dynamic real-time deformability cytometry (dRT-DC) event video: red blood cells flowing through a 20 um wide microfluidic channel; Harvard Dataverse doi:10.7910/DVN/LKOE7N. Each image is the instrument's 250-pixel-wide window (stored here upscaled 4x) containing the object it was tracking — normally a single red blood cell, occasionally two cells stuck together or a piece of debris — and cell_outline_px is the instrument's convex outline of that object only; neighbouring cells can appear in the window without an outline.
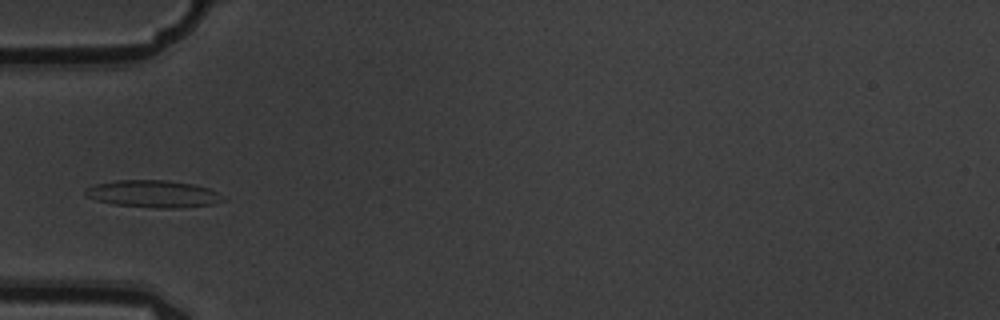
{"species": "common noctule bat (a hibernating species)", "species_latin": "Nyctalus noctula", "temperature_condition": "warm", "stored_images_in_passage": 5, "camera_frame_rate_fps": 3000, "um_per_image_px": 0.085, "animal": {"sex": "male", "body_mass_g": 19.5, "forearm_length_mm": 54.6}, "frame": {"image": 1, "passage_image": 5, "time_ms": 1.333, "image_size_px": [1000, 320], "cell_outline_px": [[228, 200], [216, 204], [180, 208], [156, 208], [112, 204], [96, 200], [88, 196], [84, 192], [92, 184], [116, 180], [168, 180], [192, 184], [208, 188], [228, 196]], "centroid_in_image_um": [13.11, 16.48], "position_along_channel_um": 71.9, "area_um2": 22.2}}